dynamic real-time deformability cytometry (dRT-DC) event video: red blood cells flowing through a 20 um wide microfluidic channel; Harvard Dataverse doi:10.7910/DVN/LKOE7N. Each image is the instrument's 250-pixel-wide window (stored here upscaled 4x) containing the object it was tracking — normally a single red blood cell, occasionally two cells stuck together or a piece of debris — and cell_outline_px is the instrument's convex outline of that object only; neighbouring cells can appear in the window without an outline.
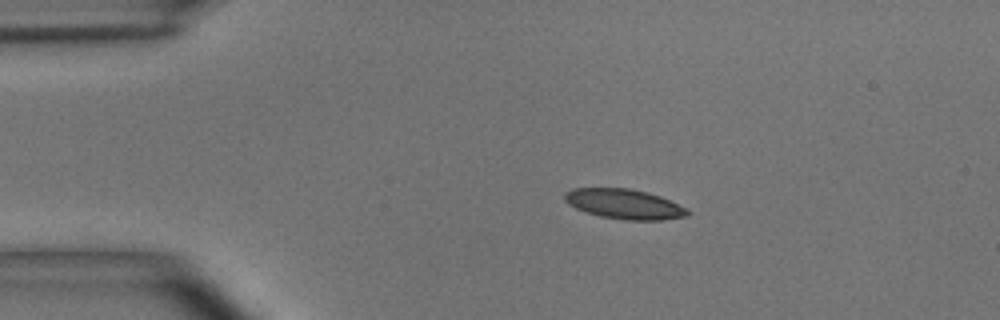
{"species": "common noctule bat (a hibernating species)", "species_latin": "Nyctalus noctula", "temperature_condition": "room temperature", "stored_images_in_passage": 5, "camera_frame_rate_fps": 3000, "um_per_image_px": 0.085, "animal": {"sex": "male", "body_mass_g": 15.6}, "frame": {"image": 1, "passage_image": 2, "time_ms": 1.333, "image_size_px": [1000, 320], "cell_outline_px": [[692, 212], [688, 216], [664, 220], [624, 220], [600, 216], [576, 208], [568, 204], [564, 200], [564, 192], [572, 188], [628, 188], [648, 192], [660, 196], [688, 208]], "centroid_in_image_um": [53.1, 17.34], "position_along_channel_um": 31.9, "area_um2": 21.62}}
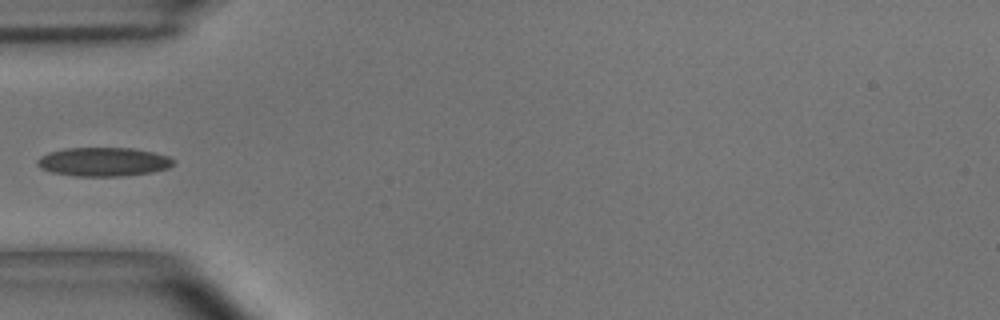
{"frame": {"image": 2, "passage_image": 4, "time_ms": 3.667, "image_size_px": [1000, 320], "cell_outline_px": [[176, 164], [168, 168], [152, 172], [124, 176], [76, 176], [52, 172], [40, 168], [36, 164], [36, 160], [40, 156], [64, 148], [132, 148], [152, 152], [168, 156], [176, 160]], "centroid_in_image_um": [8.82, 13.76], "position_along_channel_um": 76.2, "area_um2": 22.95}}
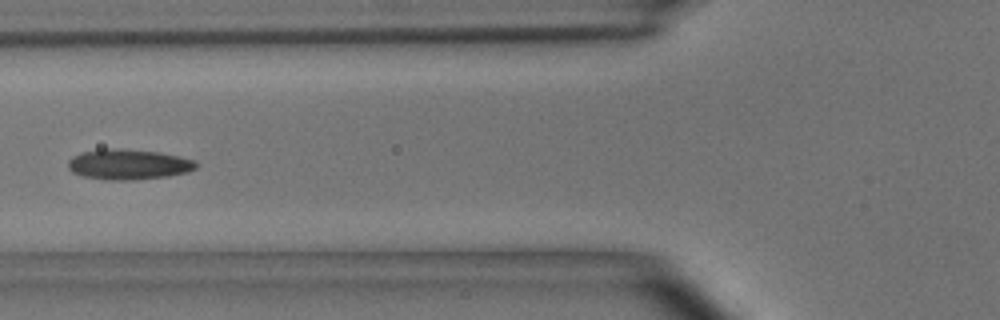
{"frame": {"image": 3, "passage_image": 5, "time_ms": 4.667, "image_size_px": [1000, 320], "cell_outline_px": [[196, 168], [188, 172], [168, 176], [136, 180], [104, 180], [84, 176], [72, 172], [68, 168], [68, 160], [72, 156], [84, 152], [104, 148], [120, 148], [160, 152], [180, 156], [196, 160]], "centroid_in_image_um": [10.93, 13.97], "position_along_channel_um": 114.9, "area_um2": 22.89}}